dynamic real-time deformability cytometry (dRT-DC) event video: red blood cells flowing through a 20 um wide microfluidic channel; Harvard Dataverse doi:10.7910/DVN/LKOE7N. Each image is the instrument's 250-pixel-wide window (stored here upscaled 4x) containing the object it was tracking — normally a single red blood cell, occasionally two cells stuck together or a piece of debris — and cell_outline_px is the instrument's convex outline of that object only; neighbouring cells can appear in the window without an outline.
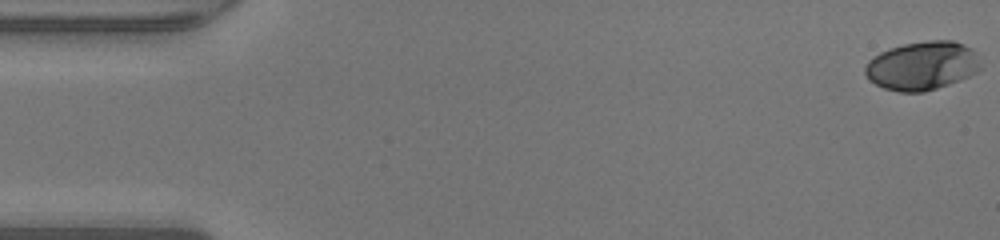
{"species": "human", "species_latin": "Homo sapiens", "temperature_condition": "warm", "stored_images_in_passage": 49, "camera_frame_rate_fps": 3000, "um_per_image_px": 0.085, "donor": {"sex": "male"}, "frame": {"image": 1, "passage_image": 1, "time_ms": 0.0, "image_size_px": [1000, 240], "cell_outline_px": [[980, 68], [976, 72], [968, 76], [948, 84], [924, 92], [900, 92], [884, 88], [868, 80], [864, 72], [864, 68], [868, 60], [880, 52], [888, 48], [904, 44], [928, 40], [952, 40], [964, 44], [972, 48], [976, 52]], "centroid_in_image_um": [78.35, 5.57], "position_along_channel_um": 6.6, "area_um2": 32.77}}
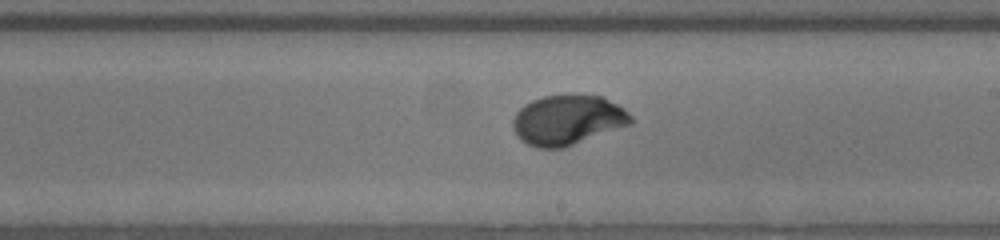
{"frame": {"image": 2, "passage_image": 28, "time_ms": 9.0, "image_size_px": [1000, 240], "cell_outline_px": [[636, 120], [632, 124], [564, 148], [540, 148], [528, 144], [520, 140], [512, 128], [512, 120], [516, 112], [524, 104], [532, 100], [544, 96], [604, 96], [624, 108]], "centroid_in_image_um": [48.27, 10.21], "position_along_channel_um": 240.7, "area_um2": 34.39}}
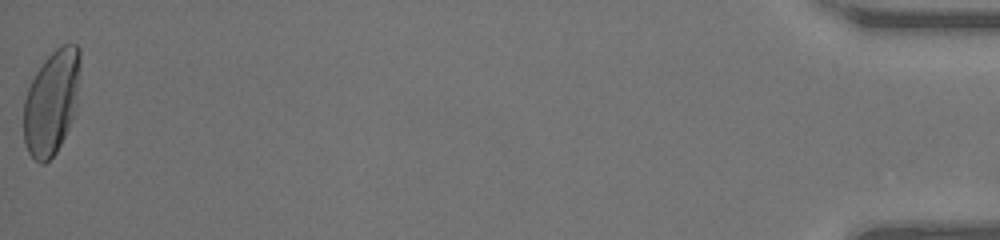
{"frame": {"image": 3, "passage_image": 49, "time_ms": 16.0, "image_size_px": [1000, 240], "cell_outline_px": [[80, 68], [76, 104], [68, 128], [56, 152], [44, 164], [40, 164], [28, 152], [24, 144], [24, 100], [28, 88], [36, 72], [44, 60], [60, 44], [76, 44], [80, 48]], "centroid_in_image_um": [4.37, 8.66], "position_along_channel_um": 430.8, "area_um2": 34.16}, "authors_computed_cell_mechanics": {"area_um2": 33.1194, "velocity_mm_per_s": 4.298, "shape_relaxation_time_tau1_ms": 2.98, "shape_relaxation_time_tau2_ms": null, "deformation_change_tau1": 0.1877, "deformation_change_tau2": null}}